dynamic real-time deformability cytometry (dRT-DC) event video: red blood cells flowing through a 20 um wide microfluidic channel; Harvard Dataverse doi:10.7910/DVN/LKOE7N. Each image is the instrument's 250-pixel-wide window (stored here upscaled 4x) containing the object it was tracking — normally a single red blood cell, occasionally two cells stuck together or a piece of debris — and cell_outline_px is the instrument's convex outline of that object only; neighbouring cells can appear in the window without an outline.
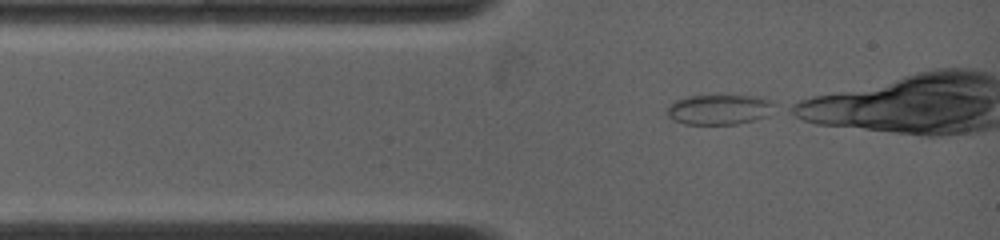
{"species": "common noctule bat (a hibernating species)", "species_latin": "Nyctalus noctula", "temperature_condition": "warm", "stored_images_in_passage": 14, "camera_frame_rate_fps": 4500, "um_per_image_px": 0.085, "animal": {"sex": "female", "body_mass_g": 19.0, "forearm_length_mm": 53.3}, "frame": {"image": 1, "passage_image": 1, "time_ms": 0.0, "image_size_px": [1000, 240], "cell_outline_px": [[776, 108], [768, 116], [736, 124], [684, 124], [672, 120], [664, 112], [664, 108], [668, 104], [676, 100], [688, 96], [752, 96], [768, 100], [776, 104]], "centroid_in_image_um": [61.08, 9.32], "position_along_channel_um": 23.9, "area_um2": 19.02}}
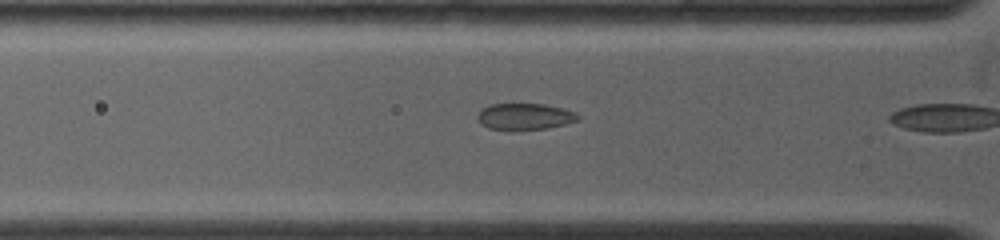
{"frame": {"image": 2, "passage_image": 13, "time_ms": 1.778, "image_size_px": [1000, 240], "cell_outline_px": [[580, 120], [548, 128], [512, 132], [488, 128], [480, 124], [476, 116], [484, 108], [492, 104], [544, 104], [564, 108], [576, 112], [580, 116]], "centroid_in_image_um": [44.62, 9.94], "position_along_channel_um": 81.2, "area_um2": 15.95}}